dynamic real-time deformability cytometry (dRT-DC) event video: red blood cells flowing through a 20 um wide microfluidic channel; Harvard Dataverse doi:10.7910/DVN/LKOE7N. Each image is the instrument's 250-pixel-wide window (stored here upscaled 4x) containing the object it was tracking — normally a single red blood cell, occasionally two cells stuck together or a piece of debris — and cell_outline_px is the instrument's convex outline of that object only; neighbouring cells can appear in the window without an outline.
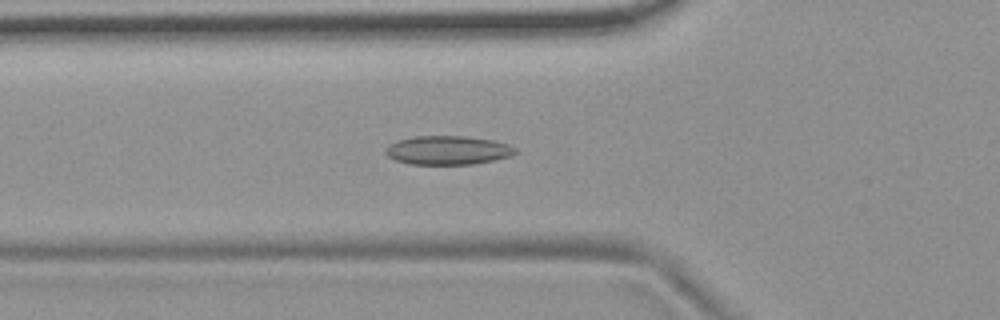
{"species": "common noctule bat (a hibernating species)", "species_latin": "Nyctalus noctula", "temperature_condition": "room temperature", "stored_images_in_passage": 46, "camera_frame_rate_fps": 3000, "um_per_image_px": 0.085, "animal": {"sex": "female", "body_mass_g": 19.9}, "frame": {"image": 1, "passage_image": 11, "time_ms": 3.333, "image_size_px": [1000, 320], "cell_outline_px": [[516, 152], [512, 156], [472, 164], [408, 164], [396, 160], [388, 156], [384, 152], [384, 148], [388, 144], [396, 140], [416, 136], [468, 136], [492, 140], [508, 144], [516, 148]], "centroid_in_image_um": [38.03, 12.76], "position_along_channel_um": 87.8, "area_um2": 21.91}}
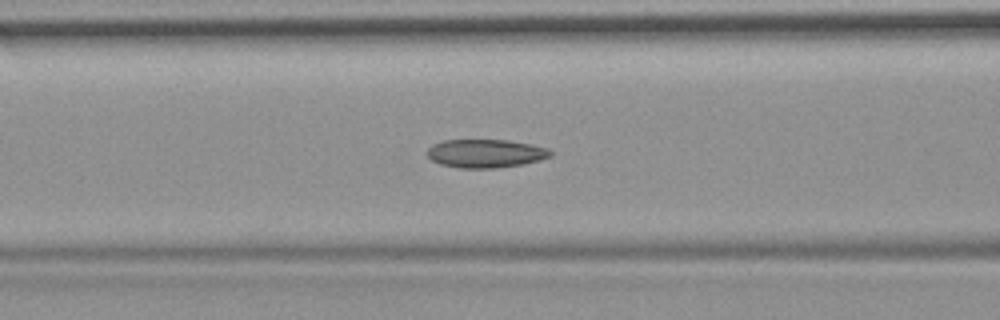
{"frame": {"image": 2, "passage_image": 14, "time_ms": 4.333, "image_size_px": [1000, 320], "cell_outline_px": [[552, 156], [540, 160], [524, 164], [496, 168], [456, 168], [440, 164], [432, 160], [424, 152], [432, 144], [444, 140], [508, 140], [532, 144], [548, 148], [552, 152]], "centroid_in_image_um": [41.26, 13.04], "position_along_channel_um": 125.3, "area_um2": 20.69}}
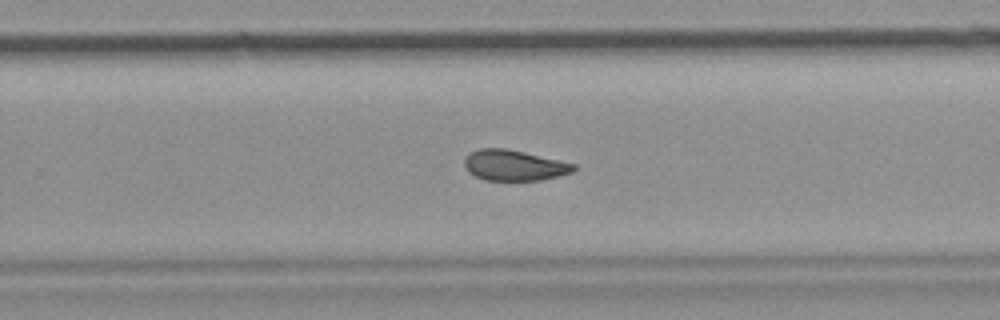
{"frame": {"image": 3, "passage_image": 27, "time_ms": 8.667, "image_size_px": [1000, 320], "cell_outline_px": [[576, 168], [572, 172], [540, 180], [484, 180], [468, 172], [464, 168], [464, 160], [468, 152], [480, 148], [504, 148], [524, 152], [576, 164]], "centroid_in_image_um": [43.64, 14.04], "position_along_channel_um": 286.2, "area_um2": 19.48}, "authors_computed_cell_mechanics": {"area_um2": 20.2878, "velocity_mm_per_s": 3.7322, "shape_relaxation_time_tau1_ms": null, "shape_relaxation_time_tau2_ms": 4.5264, "deformation_change_tau1": null, "deformation_change_tau2": 0.097}}